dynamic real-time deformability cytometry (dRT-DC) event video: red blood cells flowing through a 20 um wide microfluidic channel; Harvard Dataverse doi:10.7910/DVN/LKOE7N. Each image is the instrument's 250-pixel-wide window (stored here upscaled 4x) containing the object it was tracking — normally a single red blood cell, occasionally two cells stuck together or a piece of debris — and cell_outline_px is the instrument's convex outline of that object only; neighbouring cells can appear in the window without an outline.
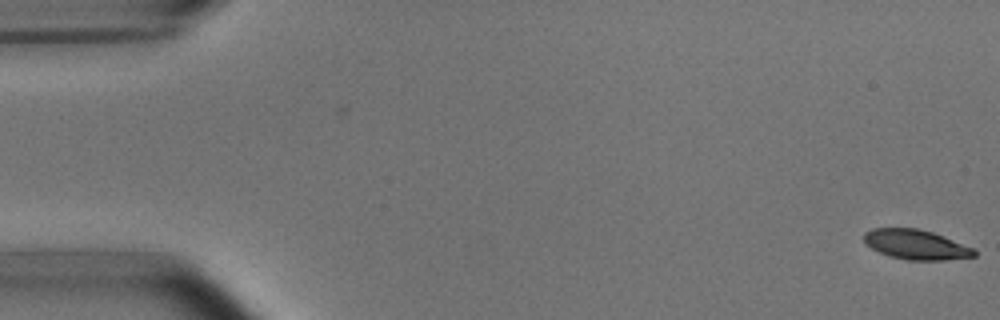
{"species": "common noctule bat (a hibernating species)", "species_latin": "Nyctalus noctula", "temperature_condition": "room temperature", "stored_images_in_passage": 2, "camera_frame_rate_fps": 3000, "um_per_image_px": 0.085, "animal": {"sex": "male", "body_mass_g": 15.6}, "frame": {"image": 1, "passage_image": 2, "time_ms": 1.333, "image_size_px": [1000, 320], "cell_outline_px": [[976, 256], [944, 260], [908, 260], [892, 256], [880, 252], [872, 248], [864, 240], [864, 232], [872, 228], [916, 228], [932, 232], [944, 236], [972, 248], [976, 252]], "centroid_in_image_um": [77.86, 20.78], "position_along_channel_um": 7.1, "area_um2": 18.84}}